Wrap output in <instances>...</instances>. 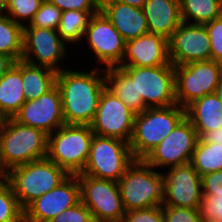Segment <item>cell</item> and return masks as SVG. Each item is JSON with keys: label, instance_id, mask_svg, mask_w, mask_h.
I'll use <instances>...</instances> for the list:
<instances>
[{"label": "cell", "instance_id": "1", "mask_svg": "<svg viewBox=\"0 0 222 222\" xmlns=\"http://www.w3.org/2000/svg\"><path fill=\"white\" fill-rule=\"evenodd\" d=\"M92 67L88 72L69 67L57 72L65 124L90 125L95 117L106 83L104 68Z\"/></svg>", "mask_w": 222, "mask_h": 222}, {"label": "cell", "instance_id": "2", "mask_svg": "<svg viewBox=\"0 0 222 222\" xmlns=\"http://www.w3.org/2000/svg\"><path fill=\"white\" fill-rule=\"evenodd\" d=\"M48 134L18 123L13 117L0 119V165L10 169L46 157Z\"/></svg>", "mask_w": 222, "mask_h": 222}, {"label": "cell", "instance_id": "3", "mask_svg": "<svg viewBox=\"0 0 222 222\" xmlns=\"http://www.w3.org/2000/svg\"><path fill=\"white\" fill-rule=\"evenodd\" d=\"M68 176L64 169L45 157L10 169L6 173V180L24 209L36 198L56 188Z\"/></svg>", "mask_w": 222, "mask_h": 222}, {"label": "cell", "instance_id": "4", "mask_svg": "<svg viewBox=\"0 0 222 222\" xmlns=\"http://www.w3.org/2000/svg\"><path fill=\"white\" fill-rule=\"evenodd\" d=\"M185 117V108L178 104L150 107L136 114L129 142L135 159H144Z\"/></svg>", "mask_w": 222, "mask_h": 222}, {"label": "cell", "instance_id": "5", "mask_svg": "<svg viewBox=\"0 0 222 222\" xmlns=\"http://www.w3.org/2000/svg\"><path fill=\"white\" fill-rule=\"evenodd\" d=\"M94 133L90 125L64 124L48 135L46 157L69 175L83 172Z\"/></svg>", "mask_w": 222, "mask_h": 222}, {"label": "cell", "instance_id": "6", "mask_svg": "<svg viewBox=\"0 0 222 222\" xmlns=\"http://www.w3.org/2000/svg\"><path fill=\"white\" fill-rule=\"evenodd\" d=\"M118 186L125 211L163 205V173L143 159H135Z\"/></svg>", "mask_w": 222, "mask_h": 222}, {"label": "cell", "instance_id": "7", "mask_svg": "<svg viewBox=\"0 0 222 222\" xmlns=\"http://www.w3.org/2000/svg\"><path fill=\"white\" fill-rule=\"evenodd\" d=\"M134 161L128 142L94 134L85 168L80 174L118 182Z\"/></svg>", "mask_w": 222, "mask_h": 222}, {"label": "cell", "instance_id": "8", "mask_svg": "<svg viewBox=\"0 0 222 222\" xmlns=\"http://www.w3.org/2000/svg\"><path fill=\"white\" fill-rule=\"evenodd\" d=\"M136 82L137 99L150 107L176 104L175 69L170 62L155 67L118 66Z\"/></svg>", "mask_w": 222, "mask_h": 222}, {"label": "cell", "instance_id": "9", "mask_svg": "<svg viewBox=\"0 0 222 222\" xmlns=\"http://www.w3.org/2000/svg\"><path fill=\"white\" fill-rule=\"evenodd\" d=\"M174 69L176 104L183 108L215 93L222 78V64L213 60L177 65Z\"/></svg>", "mask_w": 222, "mask_h": 222}, {"label": "cell", "instance_id": "10", "mask_svg": "<svg viewBox=\"0 0 222 222\" xmlns=\"http://www.w3.org/2000/svg\"><path fill=\"white\" fill-rule=\"evenodd\" d=\"M81 202L90 210L94 222H121L125 209L118 182L77 174Z\"/></svg>", "mask_w": 222, "mask_h": 222}, {"label": "cell", "instance_id": "11", "mask_svg": "<svg viewBox=\"0 0 222 222\" xmlns=\"http://www.w3.org/2000/svg\"><path fill=\"white\" fill-rule=\"evenodd\" d=\"M84 41L85 46H88L86 50L94 55L99 68L118 67L121 64L126 41L102 11L91 16L82 39L83 44Z\"/></svg>", "mask_w": 222, "mask_h": 222}, {"label": "cell", "instance_id": "12", "mask_svg": "<svg viewBox=\"0 0 222 222\" xmlns=\"http://www.w3.org/2000/svg\"><path fill=\"white\" fill-rule=\"evenodd\" d=\"M67 46L55 29L23 27L21 60L60 72L66 68L63 62L70 54L69 48H73Z\"/></svg>", "mask_w": 222, "mask_h": 222}, {"label": "cell", "instance_id": "13", "mask_svg": "<svg viewBox=\"0 0 222 222\" xmlns=\"http://www.w3.org/2000/svg\"><path fill=\"white\" fill-rule=\"evenodd\" d=\"M198 138L192 123L184 117L143 160L163 171L190 163Z\"/></svg>", "mask_w": 222, "mask_h": 222}, {"label": "cell", "instance_id": "14", "mask_svg": "<svg viewBox=\"0 0 222 222\" xmlns=\"http://www.w3.org/2000/svg\"><path fill=\"white\" fill-rule=\"evenodd\" d=\"M136 113L106 87L90 124L94 134L130 142Z\"/></svg>", "mask_w": 222, "mask_h": 222}, {"label": "cell", "instance_id": "15", "mask_svg": "<svg viewBox=\"0 0 222 222\" xmlns=\"http://www.w3.org/2000/svg\"><path fill=\"white\" fill-rule=\"evenodd\" d=\"M167 170L163 172L162 206L200 209L202 181L193 166L187 163Z\"/></svg>", "mask_w": 222, "mask_h": 222}, {"label": "cell", "instance_id": "16", "mask_svg": "<svg viewBox=\"0 0 222 222\" xmlns=\"http://www.w3.org/2000/svg\"><path fill=\"white\" fill-rule=\"evenodd\" d=\"M169 59L174 65L210 61L211 45L205 25L182 22L168 40Z\"/></svg>", "mask_w": 222, "mask_h": 222}, {"label": "cell", "instance_id": "17", "mask_svg": "<svg viewBox=\"0 0 222 222\" xmlns=\"http://www.w3.org/2000/svg\"><path fill=\"white\" fill-rule=\"evenodd\" d=\"M13 118L21 124L52 134L65 124L61 95L57 85L39 98L25 101Z\"/></svg>", "mask_w": 222, "mask_h": 222}, {"label": "cell", "instance_id": "18", "mask_svg": "<svg viewBox=\"0 0 222 222\" xmlns=\"http://www.w3.org/2000/svg\"><path fill=\"white\" fill-rule=\"evenodd\" d=\"M81 201L77 175H69L56 188L36 198L24 208V214L34 222L51 219Z\"/></svg>", "mask_w": 222, "mask_h": 222}, {"label": "cell", "instance_id": "19", "mask_svg": "<svg viewBox=\"0 0 222 222\" xmlns=\"http://www.w3.org/2000/svg\"><path fill=\"white\" fill-rule=\"evenodd\" d=\"M169 63L168 40L148 32L126 41L124 58L119 66L155 67Z\"/></svg>", "mask_w": 222, "mask_h": 222}, {"label": "cell", "instance_id": "20", "mask_svg": "<svg viewBox=\"0 0 222 222\" xmlns=\"http://www.w3.org/2000/svg\"><path fill=\"white\" fill-rule=\"evenodd\" d=\"M101 11L125 41L149 32L143 9L117 1H101Z\"/></svg>", "mask_w": 222, "mask_h": 222}, {"label": "cell", "instance_id": "21", "mask_svg": "<svg viewBox=\"0 0 222 222\" xmlns=\"http://www.w3.org/2000/svg\"><path fill=\"white\" fill-rule=\"evenodd\" d=\"M142 9L149 33L167 40L182 23L180 0H147Z\"/></svg>", "mask_w": 222, "mask_h": 222}, {"label": "cell", "instance_id": "22", "mask_svg": "<svg viewBox=\"0 0 222 222\" xmlns=\"http://www.w3.org/2000/svg\"><path fill=\"white\" fill-rule=\"evenodd\" d=\"M185 117L202 138L207 132L222 126V103L215 93L207 94L185 107Z\"/></svg>", "mask_w": 222, "mask_h": 222}, {"label": "cell", "instance_id": "23", "mask_svg": "<svg viewBox=\"0 0 222 222\" xmlns=\"http://www.w3.org/2000/svg\"><path fill=\"white\" fill-rule=\"evenodd\" d=\"M22 60L0 77V119L12 118L24 104Z\"/></svg>", "mask_w": 222, "mask_h": 222}, {"label": "cell", "instance_id": "24", "mask_svg": "<svg viewBox=\"0 0 222 222\" xmlns=\"http://www.w3.org/2000/svg\"><path fill=\"white\" fill-rule=\"evenodd\" d=\"M106 88L115 94L134 113L147 109L143 99H137L136 82L120 67L104 68Z\"/></svg>", "mask_w": 222, "mask_h": 222}, {"label": "cell", "instance_id": "25", "mask_svg": "<svg viewBox=\"0 0 222 222\" xmlns=\"http://www.w3.org/2000/svg\"><path fill=\"white\" fill-rule=\"evenodd\" d=\"M57 72L22 60L23 91L26 101L39 98L56 85Z\"/></svg>", "mask_w": 222, "mask_h": 222}, {"label": "cell", "instance_id": "26", "mask_svg": "<svg viewBox=\"0 0 222 222\" xmlns=\"http://www.w3.org/2000/svg\"><path fill=\"white\" fill-rule=\"evenodd\" d=\"M101 10H68L62 11L61 19L57 28L60 38L67 45L79 46L91 16Z\"/></svg>", "mask_w": 222, "mask_h": 222}, {"label": "cell", "instance_id": "27", "mask_svg": "<svg viewBox=\"0 0 222 222\" xmlns=\"http://www.w3.org/2000/svg\"><path fill=\"white\" fill-rule=\"evenodd\" d=\"M181 20L204 25L222 16V0H180Z\"/></svg>", "mask_w": 222, "mask_h": 222}, {"label": "cell", "instance_id": "28", "mask_svg": "<svg viewBox=\"0 0 222 222\" xmlns=\"http://www.w3.org/2000/svg\"><path fill=\"white\" fill-rule=\"evenodd\" d=\"M190 164L200 176L222 170V146L198 138Z\"/></svg>", "mask_w": 222, "mask_h": 222}, {"label": "cell", "instance_id": "29", "mask_svg": "<svg viewBox=\"0 0 222 222\" xmlns=\"http://www.w3.org/2000/svg\"><path fill=\"white\" fill-rule=\"evenodd\" d=\"M23 51V26L5 13L0 17V52L15 62L21 60Z\"/></svg>", "mask_w": 222, "mask_h": 222}, {"label": "cell", "instance_id": "30", "mask_svg": "<svg viewBox=\"0 0 222 222\" xmlns=\"http://www.w3.org/2000/svg\"><path fill=\"white\" fill-rule=\"evenodd\" d=\"M43 1L44 0H8L3 12L24 27L30 24Z\"/></svg>", "mask_w": 222, "mask_h": 222}, {"label": "cell", "instance_id": "31", "mask_svg": "<svg viewBox=\"0 0 222 222\" xmlns=\"http://www.w3.org/2000/svg\"><path fill=\"white\" fill-rule=\"evenodd\" d=\"M24 214L10 183L5 179L0 183V222H14Z\"/></svg>", "mask_w": 222, "mask_h": 222}, {"label": "cell", "instance_id": "32", "mask_svg": "<svg viewBox=\"0 0 222 222\" xmlns=\"http://www.w3.org/2000/svg\"><path fill=\"white\" fill-rule=\"evenodd\" d=\"M61 15L62 10H60L56 5L50 3L48 0H44L39 10L35 13L34 18L30 22V24L24 27H36L57 30Z\"/></svg>", "mask_w": 222, "mask_h": 222}, {"label": "cell", "instance_id": "33", "mask_svg": "<svg viewBox=\"0 0 222 222\" xmlns=\"http://www.w3.org/2000/svg\"><path fill=\"white\" fill-rule=\"evenodd\" d=\"M165 222H205L200 209L162 206Z\"/></svg>", "mask_w": 222, "mask_h": 222}, {"label": "cell", "instance_id": "34", "mask_svg": "<svg viewBox=\"0 0 222 222\" xmlns=\"http://www.w3.org/2000/svg\"><path fill=\"white\" fill-rule=\"evenodd\" d=\"M204 25L209 35L211 60L222 64V16Z\"/></svg>", "mask_w": 222, "mask_h": 222}, {"label": "cell", "instance_id": "35", "mask_svg": "<svg viewBox=\"0 0 222 222\" xmlns=\"http://www.w3.org/2000/svg\"><path fill=\"white\" fill-rule=\"evenodd\" d=\"M121 222H165L162 206L126 211Z\"/></svg>", "mask_w": 222, "mask_h": 222}, {"label": "cell", "instance_id": "36", "mask_svg": "<svg viewBox=\"0 0 222 222\" xmlns=\"http://www.w3.org/2000/svg\"><path fill=\"white\" fill-rule=\"evenodd\" d=\"M49 222H94L90 210L80 201L75 206L64 210Z\"/></svg>", "mask_w": 222, "mask_h": 222}, {"label": "cell", "instance_id": "37", "mask_svg": "<svg viewBox=\"0 0 222 222\" xmlns=\"http://www.w3.org/2000/svg\"><path fill=\"white\" fill-rule=\"evenodd\" d=\"M200 212L205 221L222 219V195L203 196Z\"/></svg>", "mask_w": 222, "mask_h": 222}, {"label": "cell", "instance_id": "38", "mask_svg": "<svg viewBox=\"0 0 222 222\" xmlns=\"http://www.w3.org/2000/svg\"><path fill=\"white\" fill-rule=\"evenodd\" d=\"M62 11L101 10V0H48Z\"/></svg>", "mask_w": 222, "mask_h": 222}, {"label": "cell", "instance_id": "39", "mask_svg": "<svg viewBox=\"0 0 222 222\" xmlns=\"http://www.w3.org/2000/svg\"><path fill=\"white\" fill-rule=\"evenodd\" d=\"M203 196L222 195V170L201 176Z\"/></svg>", "mask_w": 222, "mask_h": 222}, {"label": "cell", "instance_id": "40", "mask_svg": "<svg viewBox=\"0 0 222 222\" xmlns=\"http://www.w3.org/2000/svg\"><path fill=\"white\" fill-rule=\"evenodd\" d=\"M201 139L204 142L216 143L222 146V126L219 129L207 132Z\"/></svg>", "mask_w": 222, "mask_h": 222}, {"label": "cell", "instance_id": "41", "mask_svg": "<svg viewBox=\"0 0 222 222\" xmlns=\"http://www.w3.org/2000/svg\"><path fill=\"white\" fill-rule=\"evenodd\" d=\"M15 61L8 55L0 52V77H2Z\"/></svg>", "mask_w": 222, "mask_h": 222}, {"label": "cell", "instance_id": "42", "mask_svg": "<svg viewBox=\"0 0 222 222\" xmlns=\"http://www.w3.org/2000/svg\"><path fill=\"white\" fill-rule=\"evenodd\" d=\"M101 1H117L123 4L131 5L133 7L142 9L147 0H101Z\"/></svg>", "mask_w": 222, "mask_h": 222}, {"label": "cell", "instance_id": "43", "mask_svg": "<svg viewBox=\"0 0 222 222\" xmlns=\"http://www.w3.org/2000/svg\"><path fill=\"white\" fill-rule=\"evenodd\" d=\"M215 94L218 96L219 100L222 103V78L219 82V85L217 86V88L215 90Z\"/></svg>", "mask_w": 222, "mask_h": 222}, {"label": "cell", "instance_id": "44", "mask_svg": "<svg viewBox=\"0 0 222 222\" xmlns=\"http://www.w3.org/2000/svg\"><path fill=\"white\" fill-rule=\"evenodd\" d=\"M14 222H34V221H32L25 214H23Z\"/></svg>", "mask_w": 222, "mask_h": 222}, {"label": "cell", "instance_id": "45", "mask_svg": "<svg viewBox=\"0 0 222 222\" xmlns=\"http://www.w3.org/2000/svg\"><path fill=\"white\" fill-rule=\"evenodd\" d=\"M6 179V172L3 170V168L0 165V183Z\"/></svg>", "mask_w": 222, "mask_h": 222}, {"label": "cell", "instance_id": "46", "mask_svg": "<svg viewBox=\"0 0 222 222\" xmlns=\"http://www.w3.org/2000/svg\"><path fill=\"white\" fill-rule=\"evenodd\" d=\"M7 2L8 0H0V8L4 10L7 5Z\"/></svg>", "mask_w": 222, "mask_h": 222}, {"label": "cell", "instance_id": "47", "mask_svg": "<svg viewBox=\"0 0 222 222\" xmlns=\"http://www.w3.org/2000/svg\"><path fill=\"white\" fill-rule=\"evenodd\" d=\"M205 222H222V219H212Z\"/></svg>", "mask_w": 222, "mask_h": 222}, {"label": "cell", "instance_id": "48", "mask_svg": "<svg viewBox=\"0 0 222 222\" xmlns=\"http://www.w3.org/2000/svg\"><path fill=\"white\" fill-rule=\"evenodd\" d=\"M4 14L3 9L0 8V17Z\"/></svg>", "mask_w": 222, "mask_h": 222}]
</instances>
